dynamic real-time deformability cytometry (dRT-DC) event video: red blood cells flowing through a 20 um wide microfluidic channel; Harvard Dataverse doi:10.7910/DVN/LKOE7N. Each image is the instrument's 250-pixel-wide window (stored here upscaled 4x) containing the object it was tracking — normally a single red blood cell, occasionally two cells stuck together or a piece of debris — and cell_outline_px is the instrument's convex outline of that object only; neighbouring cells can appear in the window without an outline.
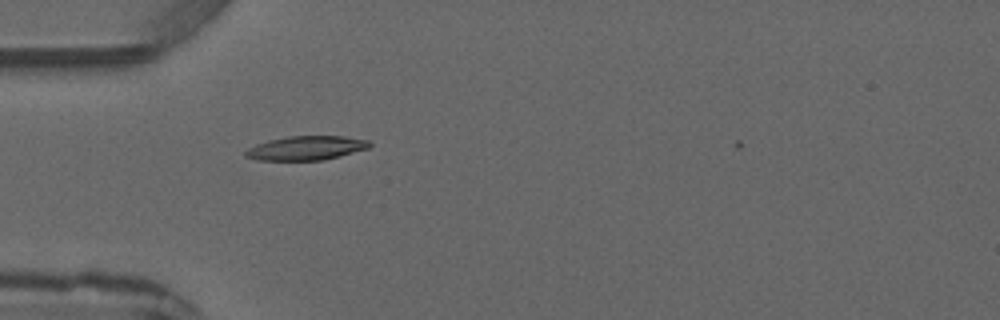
{"species": "common noctule bat (a hibernating species)", "species_latin": "Nyctalus noctula", "temperature_condition": "warm", "stored_images_in_passage": 1, "camera_frame_rate_fps": 3000, "um_per_image_px": 0.085, "animal": {"sex": "male", "forearm_length_mm": 52.5}, "frame": {"image": 1, "passage_image": 1, "time_ms": 0.0, "image_size_px": [1000, 320], "cell_outline_px": [[372, 144], [368, 148], [340, 156], [324, 160], [256, 160], [244, 156], [244, 152], [248, 148], [256, 144], [268, 140], [288, 136], [344, 136], [368, 140]], "centroid_in_image_um": [26.0, 12.58], "position_along_channel_um": 59.0, "area_um2": 17.46}}